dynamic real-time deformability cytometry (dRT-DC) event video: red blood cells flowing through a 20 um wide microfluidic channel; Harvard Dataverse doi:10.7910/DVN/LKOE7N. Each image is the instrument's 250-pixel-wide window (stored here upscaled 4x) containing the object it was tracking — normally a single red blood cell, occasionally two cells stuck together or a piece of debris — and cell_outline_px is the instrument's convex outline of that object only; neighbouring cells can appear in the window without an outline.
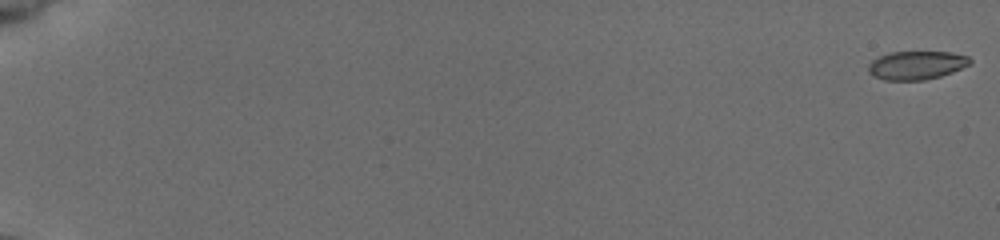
{"species": "common noctule bat (a hibernating species)", "species_latin": "Nyctalus noctula", "temperature_condition": "cold", "stored_images_in_passage": 55, "camera_frame_rate_fps": 3000, "um_per_image_px": 0.085, "animal": {"sex": "female", "body_mass_g": 19.5, "forearm_length_mm": 54.1}, "frame": {"image": 1, "passage_image": 1, "time_ms": 0.0, "image_size_px": [1000, 240], "cell_outline_px": [[972, 64], [952, 72], [940, 76], [924, 80], [884, 80], [872, 76], [868, 72], [868, 64], [872, 60], [880, 56], [892, 52], [948, 52], [968, 56], [972, 60]], "centroid_in_image_um": [77.9, 5.55], "position_along_channel_um": 7.1, "area_um2": 16.94}}
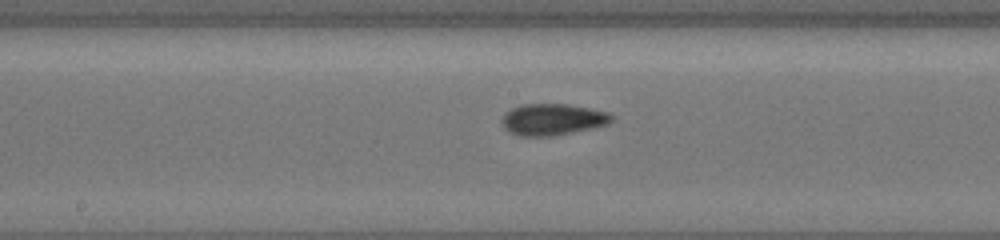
{"frame": {"image": 2, "passage_image": 32, "time_ms": 10.333, "image_size_px": [1000, 240], "cell_outline_px": [[612, 120], [608, 124], [592, 128], [556, 136], [520, 136], [508, 132], [504, 128], [500, 120], [504, 112], [512, 108], [524, 104], [568, 104], [608, 112], [612, 116]], "centroid_in_image_um": [46.92, 10.16], "position_along_channel_um": 201.3, "area_um2": 20.29}}
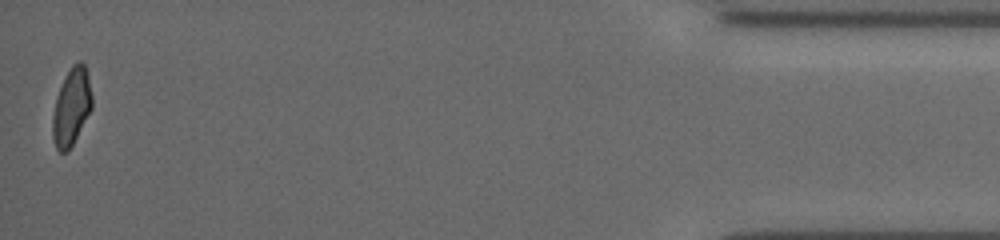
{"frame": {"image": 3, "passage_image": 55, "time_ms": 18.0, "image_size_px": [1000, 240], "cell_outline_px": [[92, 108], [68, 152], [60, 152], [56, 148], [52, 136], [52, 116], [56, 96], [72, 64], [80, 60], [84, 64], [92, 96]], "centroid_in_image_um": [6.06, 9.11], "position_along_channel_um": 429.1, "area_um2": 17.46}, "authors_computed_cell_mechanics": {"area_um2": 18.2648, "velocity_mm_per_s": 3.9344, "shape_relaxation_time_tau1_ms": 1.8891, "shape_relaxation_time_tau2_ms": 1.8084, "deformation_change_tau1": 0.1105, "deformation_change_tau2": 0.0598}}